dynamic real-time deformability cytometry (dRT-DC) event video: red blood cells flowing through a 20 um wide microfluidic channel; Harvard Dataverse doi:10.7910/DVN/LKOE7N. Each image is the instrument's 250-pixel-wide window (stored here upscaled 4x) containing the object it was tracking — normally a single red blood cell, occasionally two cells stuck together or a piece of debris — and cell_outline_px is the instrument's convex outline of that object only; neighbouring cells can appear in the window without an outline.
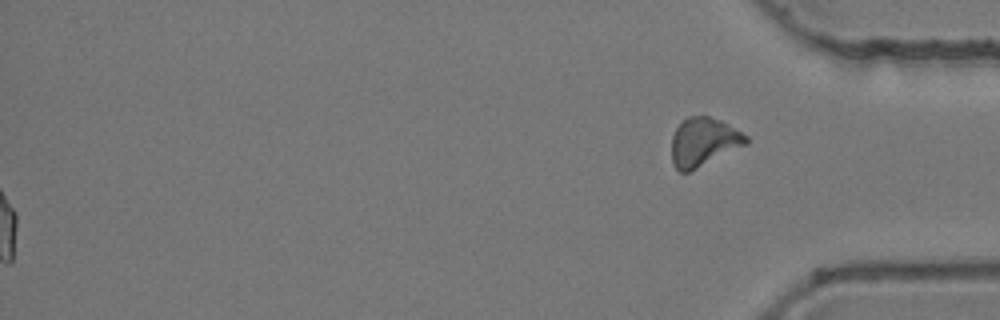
{"species": "common noctule bat (a hibernating species)", "species_latin": "Nyctalus noctula", "temperature_condition": "room temperature", "stored_images_in_passage": 55, "segment_of_instrument_passage": [2, 2], "camera_frame_rate_fps": 3000, "um_per_image_px": 0.085, "animal": {"sex": "female", "body_mass_g": 24.6, "forearm_length_mm": 56.2}, "frame": {"image": 1, "passage_image": 55, "time_ms": 18.0, "image_size_px": [1000, 320], "cell_outline_px": [[748, 144], [688, 172], [680, 172], [672, 164], [672, 136], [676, 128], [688, 116], [708, 116], [720, 120], [748, 136]], "centroid_in_image_um": [59.8, 12.07], "position_along_channel_um": 375.4, "area_um2": 20.87}}